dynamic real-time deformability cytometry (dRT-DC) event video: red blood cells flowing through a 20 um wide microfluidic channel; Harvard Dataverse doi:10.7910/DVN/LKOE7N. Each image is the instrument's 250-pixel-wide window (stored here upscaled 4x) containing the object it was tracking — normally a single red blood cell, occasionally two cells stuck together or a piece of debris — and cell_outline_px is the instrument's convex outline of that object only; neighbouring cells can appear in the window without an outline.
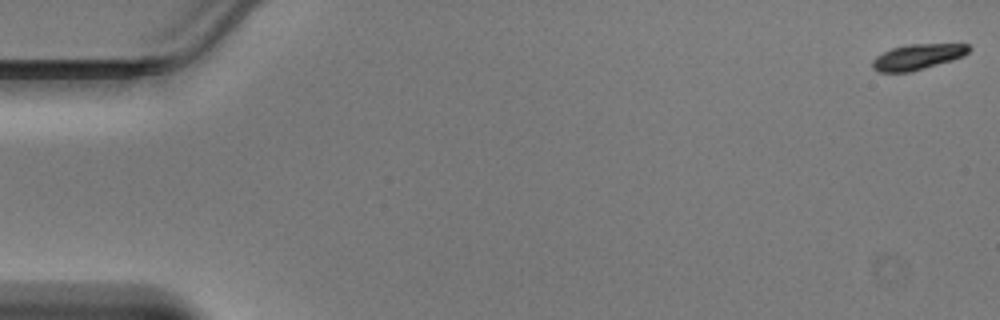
{"species": "Egyptian fruit bat (a non-hibernating species)", "species_latin": "Rousettus aegyptiacus", "temperature_condition": "warm", "stored_images_in_passage": 48, "camera_frame_rate_fps": 3000, "um_per_image_px": 0.085, "animal": {"sex": "male"}, "frame": {"image": 1, "passage_image": 1, "time_ms": 0.0, "image_size_px": [1000, 320], "cell_outline_px": [[972, 48], [964, 56], [952, 60], [924, 68], [908, 72], [880, 72], [872, 68], [872, 60], [876, 56], [892, 48], [908, 44], [968, 44]], "centroid_in_image_um": [78.0, 4.83], "position_along_channel_um": 7.0, "area_um2": 14.28}}
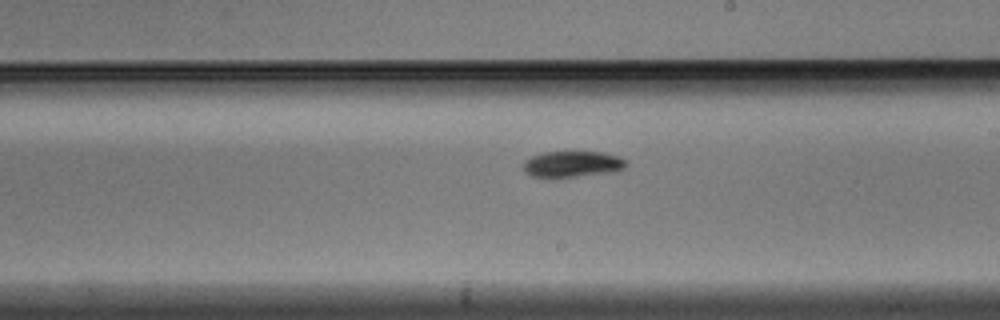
{"frame": {"image": 2, "passage_image": 28, "time_ms": 9.0, "image_size_px": [1000, 320], "cell_outline_px": [[628, 164], [624, 168], [616, 172], [576, 176], [532, 176], [524, 172], [524, 160], [532, 156], [544, 152], [604, 152], [616, 156], [624, 160]], "centroid_in_image_um": [48.67, 13.94], "position_along_channel_um": 240.3, "area_um2": 15.37}}
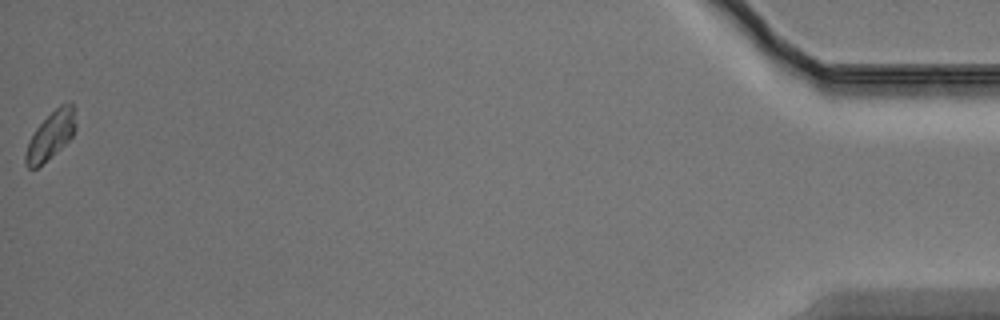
{"frame": {"image": 3, "passage_image": 48, "time_ms": 15.667, "image_size_px": [1000, 320], "cell_outline_px": [[76, 128], [72, 136], [56, 152], [36, 168], [28, 168], [24, 164], [24, 156], [28, 144], [36, 128], [60, 104], [68, 100], [72, 104], [76, 124]], "centroid_in_image_um": [4.31, 11.5], "position_along_channel_um": 430.9, "area_um2": 13.64}}